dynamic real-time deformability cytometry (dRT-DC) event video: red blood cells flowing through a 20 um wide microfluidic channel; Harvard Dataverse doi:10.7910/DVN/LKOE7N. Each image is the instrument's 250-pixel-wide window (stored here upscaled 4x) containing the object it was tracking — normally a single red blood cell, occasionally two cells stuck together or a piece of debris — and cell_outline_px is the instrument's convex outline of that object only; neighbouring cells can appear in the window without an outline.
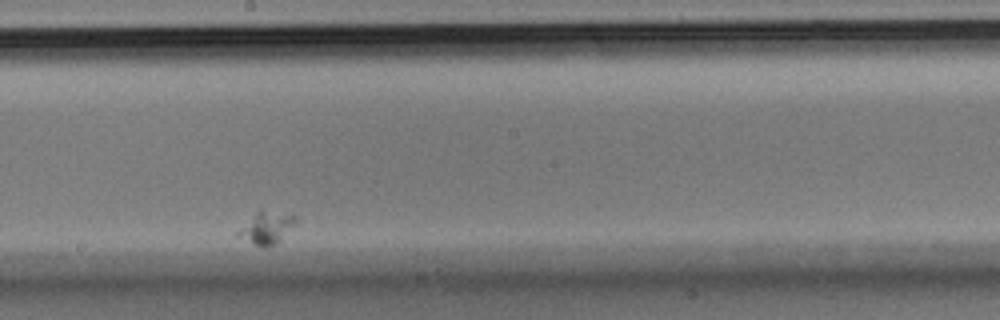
{"species": "Egyptian fruit bat (a non-hibernating species)", "species_latin": "Rousettus aegyptiacus", "temperature_condition": "room temperature", "stored_images_in_passage": 43, "camera_frame_rate_fps": 3000, "um_per_image_px": 0.085, "animal": {"sex": "male"}, "frame": {"image": 1, "passage_image": 32, "time_ms": 10.333, "image_size_px": [1000, 320], "cell_outline_px": [[296, 220], [280, 240], [276, 244], [264, 248], [252, 244], [236, 236], [236, 232], [260, 208], [296, 216]], "centroid_in_image_um": [22.6, 19.37], "position_along_channel_um": 225.6, "area_um2": 10.69}}